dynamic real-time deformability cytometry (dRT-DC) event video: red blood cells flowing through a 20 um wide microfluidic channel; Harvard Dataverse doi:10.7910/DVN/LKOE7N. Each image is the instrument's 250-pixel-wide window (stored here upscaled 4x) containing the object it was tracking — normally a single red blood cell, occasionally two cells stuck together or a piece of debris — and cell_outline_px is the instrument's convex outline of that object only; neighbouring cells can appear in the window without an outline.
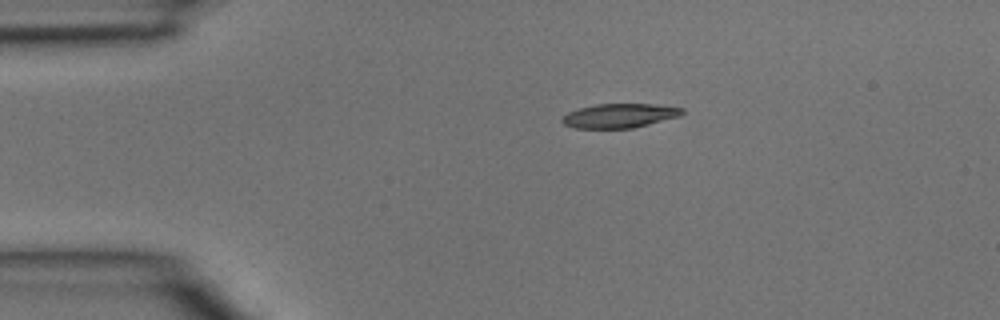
{"species": "common noctule bat (a hibernating species)", "species_latin": "Nyctalus noctula", "temperature_condition": "room temperature", "stored_images_in_passage": 3, "camera_frame_rate_fps": 3000, "um_per_image_px": 0.085, "animal": {"sex": "male", "body_mass_g": 15.6}, "frame": {"image": 1, "passage_image": 1, "time_ms": 0.0, "image_size_px": [1000, 320], "cell_outline_px": [[684, 112], [680, 116], [632, 128], [576, 128], [564, 124], [560, 120], [568, 112], [580, 108], [596, 104], [656, 104], [684, 108]], "centroid_in_image_um": [52.67, 9.83], "position_along_channel_um": 32.3, "area_um2": 16.82}}